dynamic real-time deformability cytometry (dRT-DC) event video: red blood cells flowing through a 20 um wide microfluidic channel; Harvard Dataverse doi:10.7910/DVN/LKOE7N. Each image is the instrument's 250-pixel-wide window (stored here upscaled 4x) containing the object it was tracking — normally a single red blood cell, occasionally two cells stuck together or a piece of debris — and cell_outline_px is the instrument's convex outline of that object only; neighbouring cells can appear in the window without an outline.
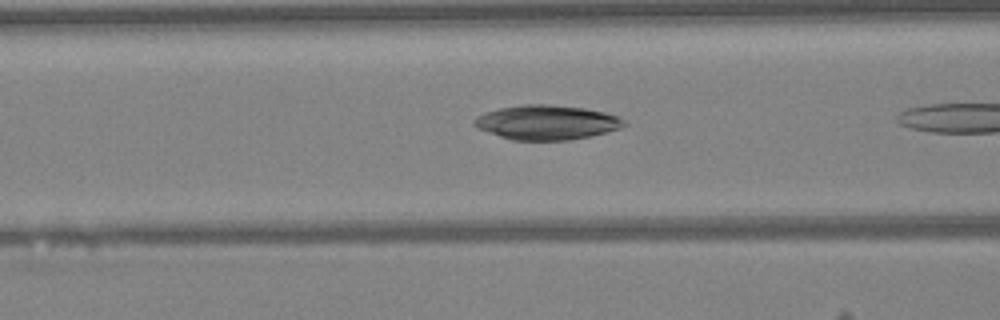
{"species": "Egyptian fruit bat (a non-hibernating species)", "species_latin": "Rousettus aegyptiacus", "temperature_condition": "warm", "stored_images_in_passage": 7, "camera_frame_rate_fps": 3000, "um_per_image_px": 0.085, "animal": {"sex": "female"}, "frame": {"image": 1, "passage_image": 5, "time_ms": 1.333, "image_size_px": [1000, 320], "cell_outline_px": [[628, 124], [620, 128], [588, 136], [568, 140], [512, 140], [500, 136], [480, 128], [472, 124], [472, 120], [476, 116], [484, 112], [500, 108], [524, 104], [548, 104], [584, 108], [604, 112], [620, 116]], "centroid_in_image_um": [46.47, 10.39], "position_along_channel_um": 120.1, "area_um2": 30.0}}